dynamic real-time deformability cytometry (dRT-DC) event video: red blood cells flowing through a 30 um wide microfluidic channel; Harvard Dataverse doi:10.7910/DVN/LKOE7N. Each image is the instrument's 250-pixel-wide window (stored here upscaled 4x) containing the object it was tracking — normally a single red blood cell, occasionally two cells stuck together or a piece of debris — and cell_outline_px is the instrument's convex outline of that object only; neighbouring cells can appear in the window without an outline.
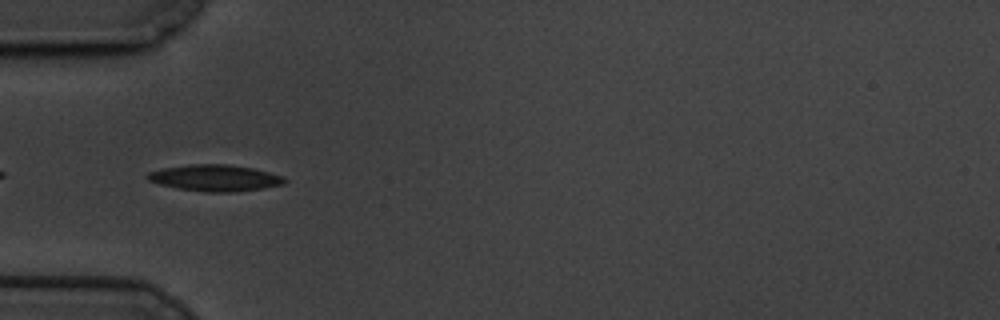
{"species": "common noctule bat (a hibernating species)", "species_latin": "Nyctalus noctula", "temperature_condition": "cold", "stored_images_in_passage": 44, "camera_frame_rate_fps": 3000, "um_per_image_px": 0.085, "animal": {"sex": "male", "body_mass_g": 19.5, "forearm_length_mm": 54.6}, "frame": {"image": 1, "passage_image": 3, "time_ms": 0.667, "image_size_px": [1000, 320], "cell_outline_px": [[288, 180], [284, 184], [264, 188], [236, 192], [208, 192], [176, 188], [160, 184], [148, 180], [144, 176], [148, 172], [164, 168], [192, 164], [228, 164], [252, 168], [284, 176]], "centroid_in_image_um": [18.29, 15.13], "position_along_channel_um": 66.7, "area_um2": 21.15}}
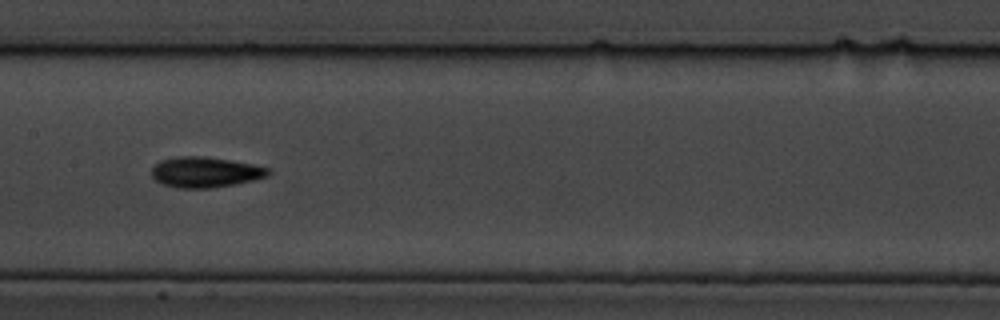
{"frame": {"image": 2, "passage_image": 14, "time_ms": 4.333, "image_size_px": [1000, 320], "cell_outline_px": [[272, 172], [268, 176], [256, 180], [236, 184], [212, 188], [176, 188], [164, 184], [156, 180], [152, 176], [152, 168], [160, 160], [176, 156], [204, 156], [252, 164], [272, 168]], "centroid_in_image_um": [17.49, 14.63], "position_along_channel_um": 189.9, "area_um2": 20.92}}
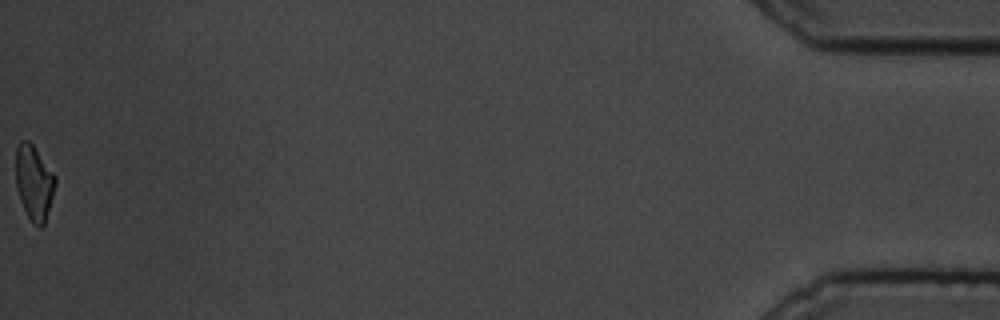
{"frame": {"image": 3, "passage_image": 44, "time_ms": 14.333, "image_size_px": [1000, 320], "cell_outline_px": [[56, 184], [44, 224], [40, 228], [32, 224], [20, 200], [16, 188], [16, 148], [20, 140], [28, 140], [32, 144], [56, 176]], "centroid_in_image_um": [2.88, 15.52], "position_along_channel_um": 432.3, "area_um2": 17.17}, "authors_computed_cell_mechanics": {"area_um2": 18.8717, "velocity_mm_per_s": 3.3779, "shape_relaxation_time_tau1_ms": 3.1191, "shape_relaxation_time_tau2_ms": 5.1857, "deformation_change_tau1": 0.1273, "deformation_change_tau2": 0.1149}}